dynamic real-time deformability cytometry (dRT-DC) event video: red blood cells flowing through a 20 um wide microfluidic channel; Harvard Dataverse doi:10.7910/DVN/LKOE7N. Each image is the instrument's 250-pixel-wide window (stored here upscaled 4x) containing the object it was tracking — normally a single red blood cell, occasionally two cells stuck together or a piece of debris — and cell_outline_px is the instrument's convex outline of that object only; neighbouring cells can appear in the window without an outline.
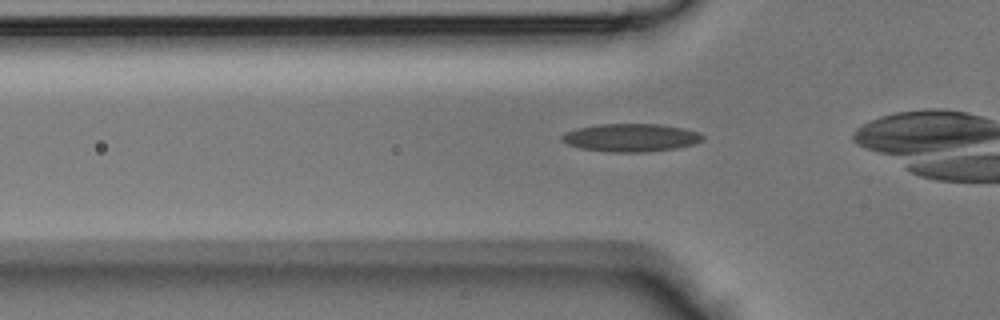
{"species": "Egyptian fruit bat (a non-hibernating species)", "species_latin": "Rousettus aegyptiacus", "temperature_condition": "room temperature", "stored_images_in_passage": 32, "camera_frame_rate_fps": 3000, "um_per_image_px": 0.085, "animal": {"sex": "male"}, "frame": {"image": 1, "passage_image": 11, "time_ms": 3.333, "image_size_px": [1000, 320], "cell_outline_px": [[704, 140], [692, 144], [676, 148], [644, 152], [612, 152], [580, 148], [568, 144], [560, 140], [560, 136], [564, 132], [576, 128], [600, 124], [660, 124], [684, 128], [700, 132], [704, 136]], "centroid_in_image_um": [53.61, 11.69], "position_along_channel_um": 72.2, "area_um2": 23.06}}
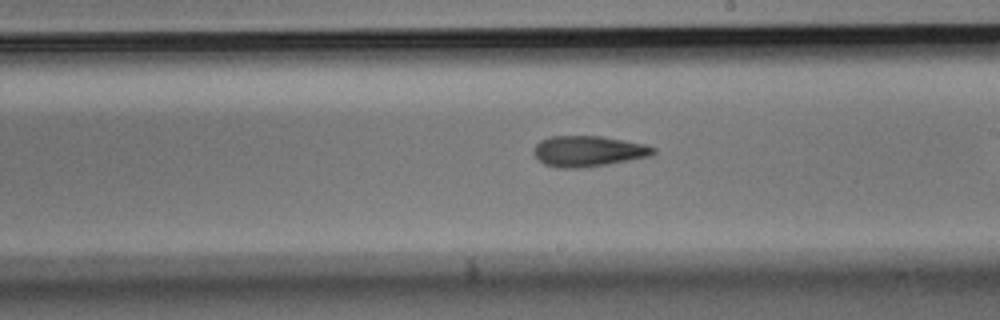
{"frame": {"image": 2, "passage_image": 22, "time_ms": 7.0, "image_size_px": [1000, 320], "cell_outline_px": [[656, 152], [652, 156], [588, 168], [560, 168], [544, 164], [532, 152], [532, 148], [540, 140], [552, 136], [600, 136], [644, 144], [656, 148]], "centroid_in_image_um": [50.0, 12.86], "position_along_channel_um": 239.0, "area_um2": 21.62}}
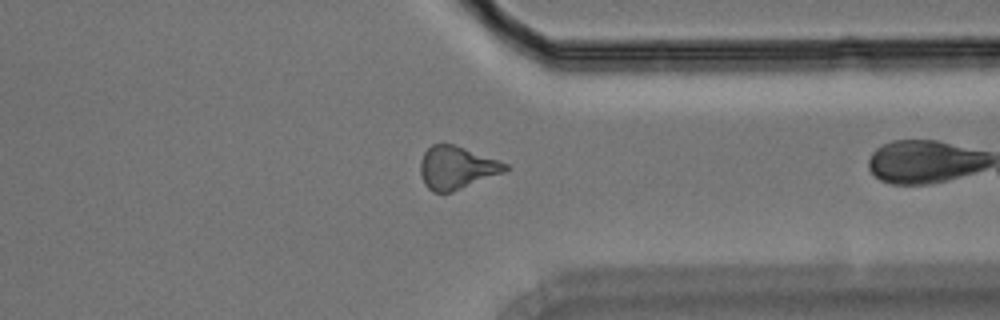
{"frame": {"image": 3, "passage_image": 31, "time_ms": 10.0, "image_size_px": [1000, 320], "cell_outline_px": [[512, 168], [504, 172], [452, 192], [432, 192], [424, 184], [420, 172], [420, 160], [424, 152], [432, 144], [452, 144], [500, 160], [508, 164]], "centroid_in_image_um": [38.82, 14.25], "position_along_channel_um": 372.6, "area_um2": 21.21}}